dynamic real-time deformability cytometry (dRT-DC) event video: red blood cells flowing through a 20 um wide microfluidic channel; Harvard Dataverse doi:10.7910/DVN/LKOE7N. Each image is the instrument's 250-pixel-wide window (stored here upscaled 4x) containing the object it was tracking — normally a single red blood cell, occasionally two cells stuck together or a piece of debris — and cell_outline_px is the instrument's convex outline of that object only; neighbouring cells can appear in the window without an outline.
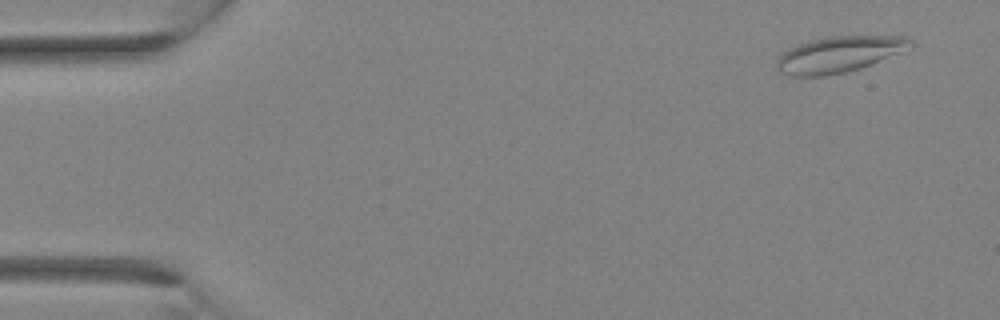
{"species": "Egyptian fruit bat (a non-hibernating species)", "species_latin": "Rousettus aegyptiacus", "temperature_condition": "room temperature", "stored_images_in_passage": 8, "camera_frame_rate_fps": 3000, "um_per_image_px": 0.085, "animal": {"sex": "female"}, "frame": {"image": 1, "passage_image": 2, "time_ms": 0.333, "image_size_px": [1000, 320], "cell_outline_px": [[916, 44], [912, 48], [860, 68], [844, 72], [824, 76], [792, 76], [780, 72], [776, 68], [776, 60], [788, 48], [812, 40], [828, 36], [908, 36]], "centroid_in_image_um": [71.36, 4.61], "position_along_channel_um": 13.6, "area_um2": 28.09}}